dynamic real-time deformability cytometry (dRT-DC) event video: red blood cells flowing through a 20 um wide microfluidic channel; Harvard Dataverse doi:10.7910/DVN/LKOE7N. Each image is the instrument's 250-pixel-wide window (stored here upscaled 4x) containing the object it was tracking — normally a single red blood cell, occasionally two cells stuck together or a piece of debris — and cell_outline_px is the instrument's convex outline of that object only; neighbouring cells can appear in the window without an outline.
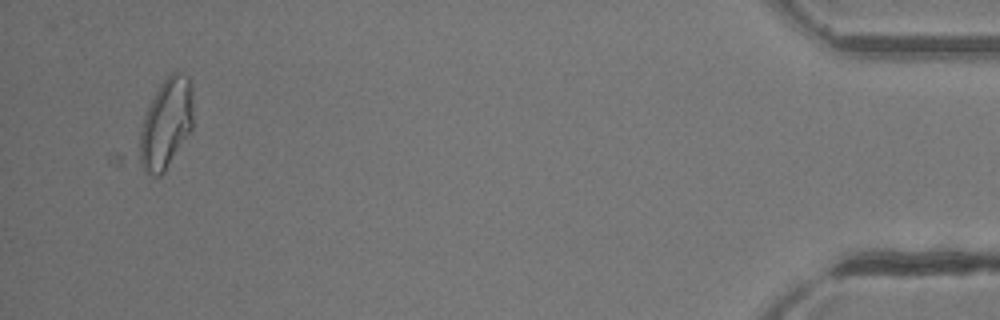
{"species": "common noctule bat (a hibernating species)", "species_latin": "Nyctalus noctula", "temperature_condition": "room temperature", "stored_images_in_passage": 44, "camera_frame_rate_fps": 3000, "um_per_image_px": 0.085, "animal": {"sex": "female"}, "frame": {"image": 1, "passage_image": 42, "time_ms": 13.667, "image_size_px": [1000, 320], "cell_outline_px": [[192, 128], [164, 172], [160, 176], [152, 176], [116, 168], [108, 160], [160, 84], [176, 68], [188, 76], [192, 88]], "centroid_in_image_um": [13.42, 10.95], "position_along_channel_um": 421.8, "area_um2": 36.53}}